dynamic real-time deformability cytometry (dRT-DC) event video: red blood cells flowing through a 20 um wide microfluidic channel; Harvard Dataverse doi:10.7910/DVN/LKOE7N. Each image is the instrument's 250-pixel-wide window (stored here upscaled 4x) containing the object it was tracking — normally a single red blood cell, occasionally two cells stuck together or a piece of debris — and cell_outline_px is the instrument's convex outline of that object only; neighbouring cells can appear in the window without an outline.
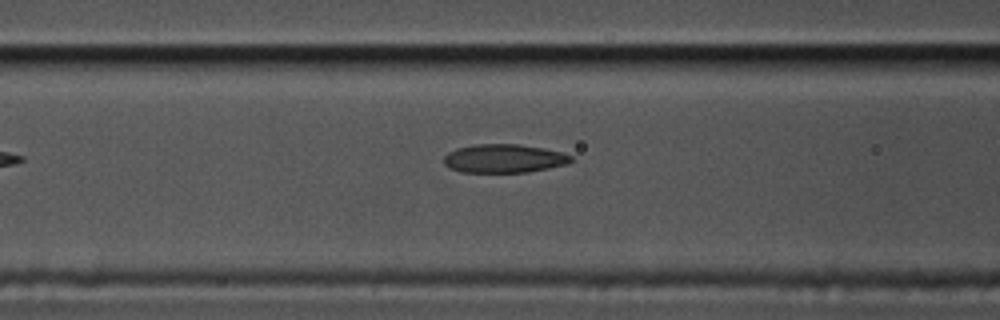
{"species": "common noctule bat (a hibernating species)", "species_latin": "Nyctalus noctula", "temperature_condition": "cold", "stored_images_in_passage": 7, "camera_frame_rate_fps": 3000, "um_per_image_px": 0.085, "animal": {"sex": "male", "body_mass_g": 17.5, "forearm_length_mm": 52.3}, "frame": {"image": 1, "passage_image": 5, "time_ms": 1.333, "image_size_px": [1000, 320], "cell_outline_px": [[572, 160], [568, 164], [528, 172], [460, 172], [448, 168], [444, 164], [444, 156], [448, 152], [456, 148], [476, 144], [520, 144], [544, 148], [560, 152], [572, 156]], "centroid_in_image_um": [42.81, 13.47], "position_along_channel_um": 123.8, "area_um2": 21.27}}